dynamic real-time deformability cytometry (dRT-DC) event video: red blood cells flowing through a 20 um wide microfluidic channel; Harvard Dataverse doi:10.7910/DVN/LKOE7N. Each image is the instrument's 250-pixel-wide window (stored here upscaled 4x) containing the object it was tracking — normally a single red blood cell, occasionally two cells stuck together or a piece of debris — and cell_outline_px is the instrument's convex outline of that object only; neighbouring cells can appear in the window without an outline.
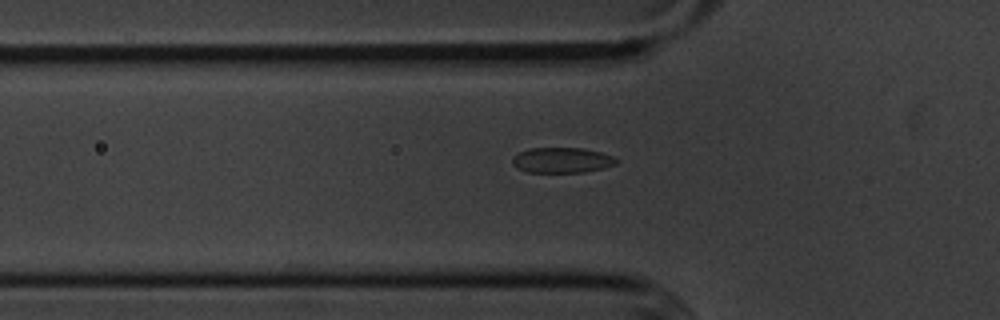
{"species": "common noctule bat (a hibernating species)", "species_latin": "Nyctalus noctula", "temperature_condition": "cold", "stored_images_in_passage": 36, "camera_frame_rate_fps": 3000, "um_per_image_px": 0.085, "animal": {"sex": "male", "body_mass_g": 20.1, "forearm_length_mm": 53.5}, "frame": {"image": 1, "passage_image": 3, "time_ms": 0.667, "image_size_px": [1000, 320], "cell_outline_px": [[620, 160], [616, 164], [604, 168], [584, 172], [528, 172], [516, 168], [512, 164], [512, 156], [528, 148], [584, 148], [600, 152], [612, 156]], "centroid_in_image_um": [47.76, 13.61], "position_along_channel_um": 78.0, "area_um2": 15.49}}
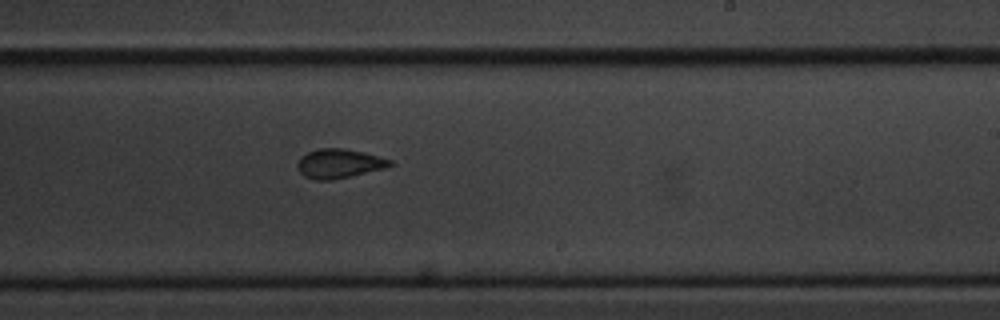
{"frame": {"image": 2, "passage_image": 18, "time_ms": 5.667, "image_size_px": [1000, 320], "cell_outline_px": [[396, 164], [384, 168], [352, 176], [332, 180], [316, 180], [304, 176], [300, 172], [296, 164], [300, 156], [316, 148], [344, 148], [364, 152], [392, 160]], "centroid_in_image_um": [28.82, 13.89], "position_along_channel_um": 260.2, "area_um2": 15.95}}
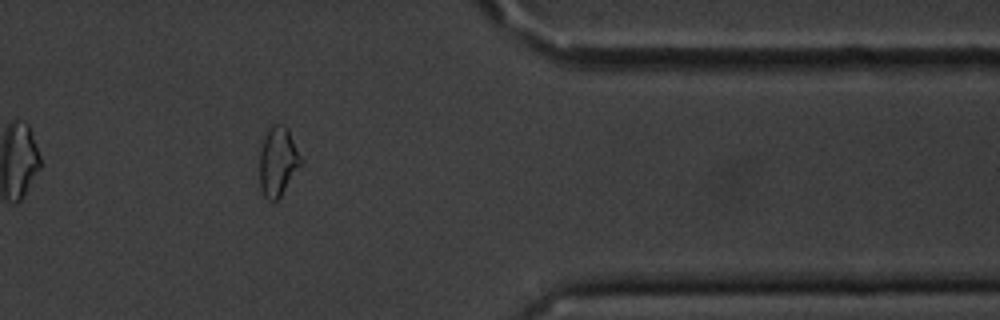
{"frame": {"image": 3, "passage_image": 30, "time_ms": 9.667, "image_size_px": [1000, 320], "cell_outline_px": [[304, 164], [280, 196], [276, 200], [268, 200], [264, 196], [260, 188], [260, 152], [268, 128], [272, 124], [284, 124], [288, 128], [304, 160]], "centroid_in_image_um": [23.67, 13.71], "position_along_channel_um": 387.7, "area_um2": 16.99}, "authors_computed_cell_mechanics": {"area_um2": 16.1262, "velocity_mm_per_s": 3.6213, "shape_relaxation_time_tau1_ms": 5.7596, "shape_relaxation_time_tau2_ms": 1.0549, "deformation_change_tau1": 0.1394, "deformation_change_tau2": 0.0632}}